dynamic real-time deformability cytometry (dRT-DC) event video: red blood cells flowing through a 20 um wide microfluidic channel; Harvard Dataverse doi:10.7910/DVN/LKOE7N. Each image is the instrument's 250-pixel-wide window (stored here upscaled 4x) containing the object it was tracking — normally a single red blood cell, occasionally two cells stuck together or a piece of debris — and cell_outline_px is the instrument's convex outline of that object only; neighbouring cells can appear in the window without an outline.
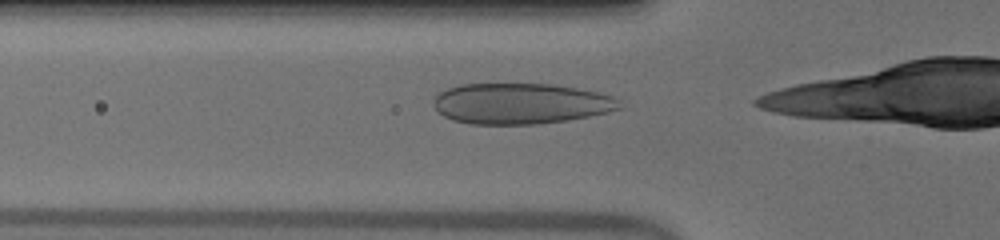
{"species": "human", "species_latin": "Homo sapiens", "temperature_condition": "warm", "stored_images_in_passage": 33, "camera_frame_rate_fps": 3000, "um_per_image_px": 0.085, "donor": {"sex": "male"}, "frame": {"image": 1, "passage_image": 10, "time_ms": 3.0, "image_size_px": [1000, 240], "cell_outline_px": [[624, 108], [608, 112], [588, 116], [564, 120], [536, 124], [472, 124], [452, 120], [444, 116], [432, 104], [432, 100], [440, 92], [448, 88], [460, 84], [556, 84], [596, 92], [612, 96], [620, 100]], "centroid_in_image_um": [44.27, 8.8], "position_along_channel_um": 81.5, "area_um2": 44.22}}
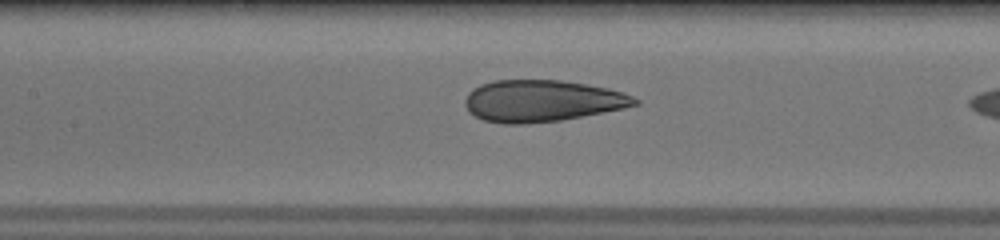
{"frame": {"image": 2, "passage_image": 16, "time_ms": 5.0, "image_size_px": [1000, 240], "cell_outline_px": [[640, 104], [624, 108], [560, 120], [524, 124], [504, 124], [484, 120], [468, 112], [464, 104], [464, 100], [468, 92], [480, 84], [496, 80], [560, 80], [608, 88], [624, 92], [640, 100]], "centroid_in_image_um": [46.06, 8.57], "position_along_channel_um": 161.3, "area_um2": 41.27}}
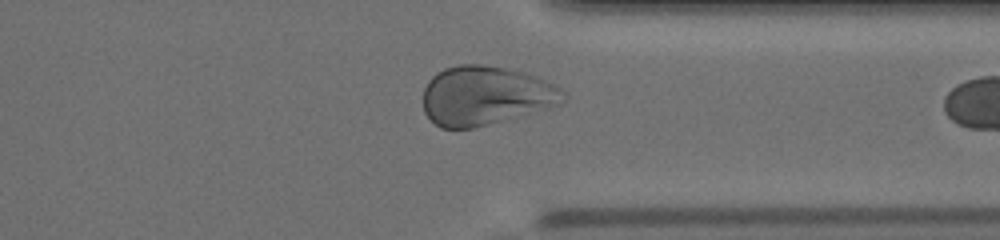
{"frame": {"image": 3, "passage_image": 32, "time_ms": 10.333, "image_size_px": [1000, 240], "cell_outline_px": [[568, 96], [560, 104], [548, 108], [504, 120], [472, 128], [440, 128], [424, 112], [424, 88], [428, 80], [432, 76], [444, 68], [460, 64], [480, 64], [504, 68], [524, 72], [544, 80], [560, 88]], "centroid_in_image_um": [41.25, 8.12], "position_along_channel_um": 370.1, "area_um2": 47.97}}